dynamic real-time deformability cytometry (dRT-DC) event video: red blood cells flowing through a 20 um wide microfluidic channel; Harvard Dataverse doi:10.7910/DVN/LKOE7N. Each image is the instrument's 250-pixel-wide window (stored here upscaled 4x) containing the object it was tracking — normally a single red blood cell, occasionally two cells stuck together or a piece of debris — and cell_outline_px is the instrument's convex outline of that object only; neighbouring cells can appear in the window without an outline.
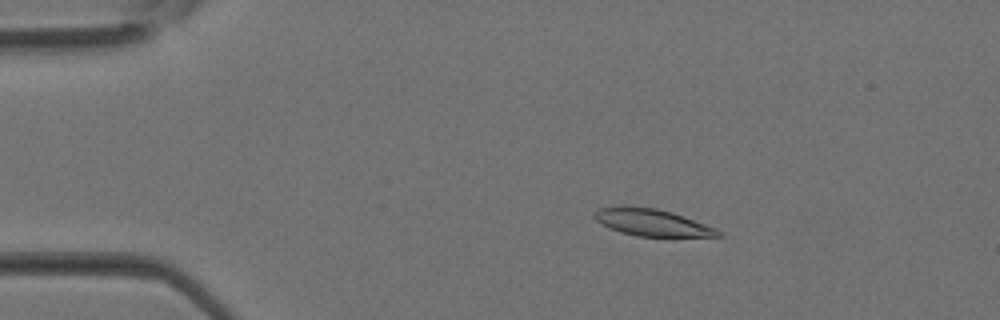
{"species": "Egyptian fruit bat (a non-hibernating species)", "species_latin": "Rousettus aegyptiacus", "temperature_condition": "room temperature", "stored_images_in_passage": 33, "segment_of_instrument_passage": [1, 2], "camera_frame_rate_fps": 3000, "um_per_image_px": 0.085, "animal": {"sex": "female"}, "frame": {"image": 1, "passage_image": 1, "time_ms": 0.0, "image_size_px": [1000, 320], "cell_outline_px": [[724, 236], [636, 236], [620, 232], [600, 224], [592, 216], [592, 212], [600, 208], [624, 204], [656, 208], [672, 212], [684, 216], [716, 228], [724, 232]], "centroid_in_image_um": [55.37, 18.88], "position_along_channel_um": 29.6, "area_um2": 19.83}}
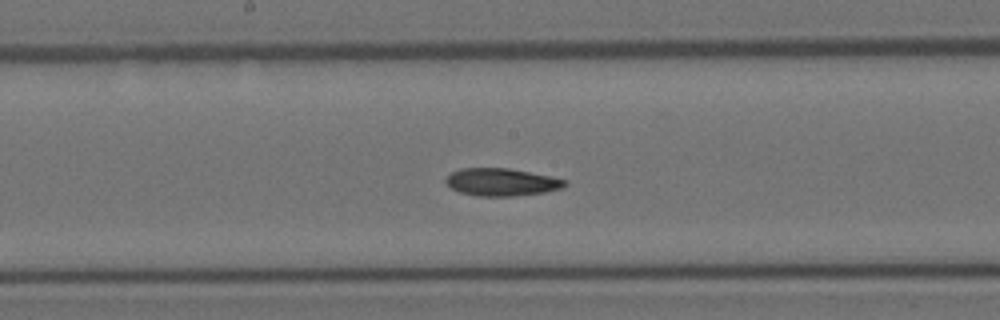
{"frame": {"image": 2, "passage_image": 14, "time_ms": 4.333, "image_size_px": [1000, 320], "cell_outline_px": [[568, 184], [564, 188], [544, 192], [512, 196], [476, 196], [460, 192], [452, 188], [444, 180], [452, 172], [460, 168], [508, 168], [552, 176], [568, 180]], "centroid_in_image_um": [42.68, 15.47], "position_along_channel_um": 205.5, "area_um2": 19.19}}
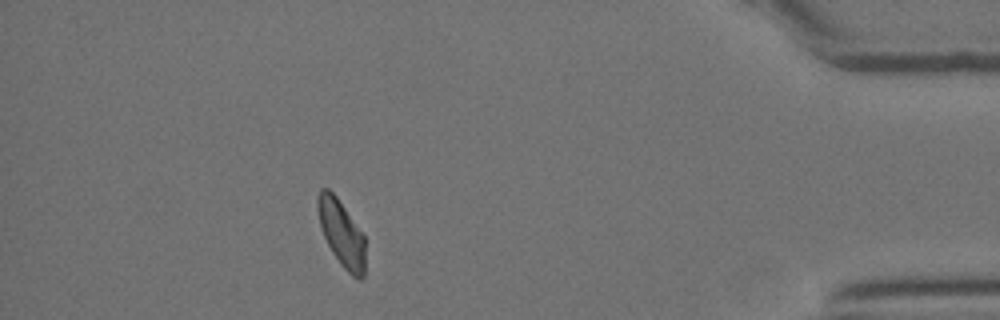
{"frame": {"image": 3, "passage_image": 28, "time_ms": 9.0, "image_size_px": [1000, 320], "cell_outline_px": [[364, 276], [360, 280], [352, 276], [340, 264], [332, 252], [324, 236], [320, 224], [316, 208], [316, 200], [320, 188], [328, 188], [336, 196], [364, 236]], "centroid_in_image_um": [29.0, 19.82], "position_along_channel_um": 406.2, "area_um2": 18.15}}